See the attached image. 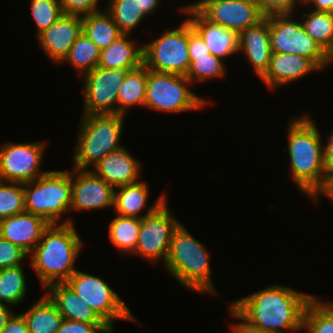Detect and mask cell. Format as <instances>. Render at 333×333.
Here are the masks:
<instances>
[{
  "label": "cell",
  "mask_w": 333,
  "mask_h": 333,
  "mask_svg": "<svg viewBox=\"0 0 333 333\" xmlns=\"http://www.w3.org/2000/svg\"><path fill=\"white\" fill-rule=\"evenodd\" d=\"M82 33V17L63 14L48 29L36 37L46 56L57 65L68 55L72 45Z\"/></svg>",
  "instance_id": "cell-17"
},
{
  "label": "cell",
  "mask_w": 333,
  "mask_h": 333,
  "mask_svg": "<svg viewBox=\"0 0 333 333\" xmlns=\"http://www.w3.org/2000/svg\"><path fill=\"white\" fill-rule=\"evenodd\" d=\"M83 244L74 223L50 224L28 257L41 287L46 289L71 277Z\"/></svg>",
  "instance_id": "cell-3"
},
{
  "label": "cell",
  "mask_w": 333,
  "mask_h": 333,
  "mask_svg": "<svg viewBox=\"0 0 333 333\" xmlns=\"http://www.w3.org/2000/svg\"><path fill=\"white\" fill-rule=\"evenodd\" d=\"M129 70L96 67L82 76V115L115 114L120 87Z\"/></svg>",
  "instance_id": "cell-13"
},
{
  "label": "cell",
  "mask_w": 333,
  "mask_h": 333,
  "mask_svg": "<svg viewBox=\"0 0 333 333\" xmlns=\"http://www.w3.org/2000/svg\"><path fill=\"white\" fill-rule=\"evenodd\" d=\"M232 318L237 319L230 325V333H271L266 330H262L257 326L252 325L246 321L231 305L229 306V312ZM240 320V321H239Z\"/></svg>",
  "instance_id": "cell-42"
},
{
  "label": "cell",
  "mask_w": 333,
  "mask_h": 333,
  "mask_svg": "<svg viewBox=\"0 0 333 333\" xmlns=\"http://www.w3.org/2000/svg\"><path fill=\"white\" fill-rule=\"evenodd\" d=\"M0 333H29L23 315L13 313Z\"/></svg>",
  "instance_id": "cell-43"
},
{
  "label": "cell",
  "mask_w": 333,
  "mask_h": 333,
  "mask_svg": "<svg viewBox=\"0 0 333 333\" xmlns=\"http://www.w3.org/2000/svg\"><path fill=\"white\" fill-rule=\"evenodd\" d=\"M141 222V218L117 214L115 218L110 221L108 227L109 240L119 252L131 255L135 251Z\"/></svg>",
  "instance_id": "cell-28"
},
{
  "label": "cell",
  "mask_w": 333,
  "mask_h": 333,
  "mask_svg": "<svg viewBox=\"0 0 333 333\" xmlns=\"http://www.w3.org/2000/svg\"><path fill=\"white\" fill-rule=\"evenodd\" d=\"M207 250L181 222L173 233L163 267L188 291L216 295L218 292L212 281L210 254Z\"/></svg>",
  "instance_id": "cell-4"
},
{
  "label": "cell",
  "mask_w": 333,
  "mask_h": 333,
  "mask_svg": "<svg viewBox=\"0 0 333 333\" xmlns=\"http://www.w3.org/2000/svg\"><path fill=\"white\" fill-rule=\"evenodd\" d=\"M143 45V64L150 70L186 76L191 62L188 54V20L167 29Z\"/></svg>",
  "instance_id": "cell-9"
},
{
  "label": "cell",
  "mask_w": 333,
  "mask_h": 333,
  "mask_svg": "<svg viewBox=\"0 0 333 333\" xmlns=\"http://www.w3.org/2000/svg\"><path fill=\"white\" fill-rule=\"evenodd\" d=\"M168 204L167 199L154 213L142 218L137 247L131 255L165 264L173 233L181 223Z\"/></svg>",
  "instance_id": "cell-11"
},
{
  "label": "cell",
  "mask_w": 333,
  "mask_h": 333,
  "mask_svg": "<svg viewBox=\"0 0 333 333\" xmlns=\"http://www.w3.org/2000/svg\"><path fill=\"white\" fill-rule=\"evenodd\" d=\"M100 0H60L64 14L86 16L100 11Z\"/></svg>",
  "instance_id": "cell-40"
},
{
  "label": "cell",
  "mask_w": 333,
  "mask_h": 333,
  "mask_svg": "<svg viewBox=\"0 0 333 333\" xmlns=\"http://www.w3.org/2000/svg\"><path fill=\"white\" fill-rule=\"evenodd\" d=\"M192 5L210 22L238 34L264 18L254 0H198Z\"/></svg>",
  "instance_id": "cell-14"
},
{
  "label": "cell",
  "mask_w": 333,
  "mask_h": 333,
  "mask_svg": "<svg viewBox=\"0 0 333 333\" xmlns=\"http://www.w3.org/2000/svg\"><path fill=\"white\" fill-rule=\"evenodd\" d=\"M147 79L148 68L144 64L126 73L117 98V114L127 116L134 105L144 107Z\"/></svg>",
  "instance_id": "cell-26"
},
{
  "label": "cell",
  "mask_w": 333,
  "mask_h": 333,
  "mask_svg": "<svg viewBox=\"0 0 333 333\" xmlns=\"http://www.w3.org/2000/svg\"><path fill=\"white\" fill-rule=\"evenodd\" d=\"M226 66L222 58L212 54L207 57L196 58L190 65L186 77L194 83H203L207 80L219 79L226 75Z\"/></svg>",
  "instance_id": "cell-34"
},
{
  "label": "cell",
  "mask_w": 333,
  "mask_h": 333,
  "mask_svg": "<svg viewBox=\"0 0 333 333\" xmlns=\"http://www.w3.org/2000/svg\"><path fill=\"white\" fill-rule=\"evenodd\" d=\"M300 16L305 31L333 58V13L309 10Z\"/></svg>",
  "instance_id": "cell-30"
},
{
  "label": "cell",
  "mask_w": 333,
  "mask_h": 333,
  "mask_svg": "<svg viewBox=\"0 0 333 333\" xmlns=\"http://www.w3.org/2000/svg\"><path fill=\"white\" fill-rule=\"evenodd\" d=\"M322 69L310 58L289 53L272 52L269 67L260 78L269 90L289 85V83L304 78Z\"/></svg>",
  "instance_id": "cell-18"
},
{
  "label": "cell",
  "mask_w": 333,
  "mask_h": 333,
  "mask_svg": "<svg viewBox=\"0 0 333 333\" xmlns=\"http://www.w3.org/2000/svg\"><path fill=\"white\" fill-rule=\"evenodd\" d=\"M326 139V144H323L324 160L328 168L333 170V130L331 131L329 137Z\"/></svg>",
  "instance_id": "cell-44"
},
{
  "label": "cell",
  "mask_w": 333,
  "mask_h": 333,
  "mask_svg": "<svg viewBox=\"0 0 333 333\" xmlns=\"http://www.w3.org/2000/svg\"><path fill=\"white\" fill-rule=\"evenodd\" d=\"M140 3L142 13L149 17L159 8L161 0H140Z\"/></svg>",
  "instance_id": "cell-46"
},
{
  "label": "cell",
  "mask_w": 333,
  "mask_h": 333,
  "mask_svg": "<svg viewBox=\"0 0 333 333\" xmlns=\"http://www.w3.org/2000/svg\"><path fill=\"white\" fill-rule=\"evenodd\" d=\"M24 184L25 211L45 218L50 224L74 223L62 216L71 211V171L48 170L31 182Z\"/></svg>",
  "instance_id": "cell-6"
},
{
  "label": "cell",
  "mask_w": 333,
  "mask_h": 333,
  "mask_svg": "<svg viewBox=\"0 0 333 333\" xmlns=\"http://www.w3.org/2000/svg\"><path fill=\"white\" fill-rule=\"evenodd\" d=\"M239 52H243L254 72L261 78L269 67L272 55L269 17H264L239 33Z\"/></svg>",
  "instance_id": "cell-21"
},
{
  "label": "cell",
  "mask_w": 333,
  "mask_h": 333,
  "mask_svg": "<svg viewBox=\"0 0 333 333\" xmlns=\"http://www.w3.org/2000/svg\"><path fill=\"white\" fill-rule=\"evenodd\" d=\"M188 54L190 62L196 60V58L207 57L210 54V50L204 42L201 35L191 26L188 21Z\"/></svg>",
  "instance_id": "cell-41"
},
{
  "label": "cell",
  "mask_w": 333,
  "mask_h": 333,
  "mask_svg": "<svg viewBox=\"0 0 333 333\" xmlns=\"http://www.w3.org/2000/svg\"><path fill=\"white\" fill-rule=\"evenodd\" d=\"M306 5L313 6L312 11L333 13V0H309Z\"/></svg>",
  "instance_id": "cell-45"
},
{
  "label": "cell",
  "mask_w": 333,
  "mask_h": 333,
  "mask_svg": "<svg viewBox=\"0 0 333 333\" xmlns=\"http://www.w3.org/2000/svg\"><path fill=\"white\" fill-rule=\"evenodd\" d=\"M130 34H122L101 50L98 67L133 70L143 64V46H137Z\"/></svg>",
  "instance_id": "cell-24"
},
{
  "label": "cell",
  "mask_w": 333,
  "mask_h": 333,
  "mask_svg": "<svg viewBox=\"0 0 333 333\" xmlns=\"http://www.w3.org/2000/svg\"><path fill=\"white\" fill-rule=\"evenodd\" d=\"M287 127L292 180L315 204L327 187L330 169L323 154L321 132L308 114L294 117Z\"/></svg>",
  "instance_id": "cell-2"
},
{
  "label": "cell",
  "mask_w": 333,
  "mask_h": 333,
  "mask_svg": "<svg viewBox=\"0 0 333 333\" xmlns=\"http://www.w3.org/2000/svg\"><path fill=\"white\" fill-rule=\"evenodd\" d=\"M106 4V11L112 16L122 34L131 35L146 17L141 11L140 0H108Z\"/></svg>",
  "instance_id": "cell-33"
},
{
  "label": "cell",
  "mask_w": 333,
  "mask_h": 333,
  "mask_svg": "<svg viewBox=\"0 0 333 333\" xmlns=\"http://www.w3.org/2000/svg\"><path fill=\"white\" fill-rule=\"evenodd\" d=\"M114 192L115 188L92 170L72 167L71 211L112 208Z\"/></svg>",
  "instance_id": "cell-15"
},
{
  "label": "cell",
  "mask_w": 333,
  "mask_h": 333,
  "mask_svg": "<svg viewBox=\"0 0 333 333\" xmlns=\"http://www.w3.org/2000/svg\"><path fill=\"white\" fill-rule=\"evenodd\" d=\"M23 212L24 184L0 180V220Z\"/></svg>",
  "instance_id": "cell-35"
},
{
  "label": "cell",
  "mask_w": 333,
  "mask_h": 333,
  "mask_svg": "<svg viewBox=\"0 0 333 333\" xmlns=\"http://www.w3.org/2000/svg\"><path fill=\"white\" fill-rule=\"evenodd\" d=\"M125 147L111 151L92 171L114 188L140 182L141 163Z\"/></svg>",
  "instance_id": "cell-20"
},
{
  "label": "cell",
  "mask_w": 333,
  "mask_h": 333,
  "mask_svg": "<svg viewBox=\"0 0 333 333\" xmlns=\"http://www.w3.org/2000/svg\"><path fill=\"white\" fill-rule=\"evenodd\" d=\"M107 323H85L64 319L56 333H114Z\"/></svg>",
  "instance_id": "cell-39"
},
{
  "label": "cell",
  "mask_w": 333,
  "mask_h": 333,
  "mask_svg": "<svg viewBox=\"0 0 333 333\" xmlns=\"http://www.w3.org/2000/svg\"><path fill=\"white\" fill-rule=\"evenodd\" d=\"M49 226L50 223L45 218L25 211L1 219L0 236L29 255Z\"/></svg>",
  "instance_id": "cell-19"
},
{
  "label": "cell",
  "mask_w": 333,
  "mask_h": 333,
  "mask_svg": "<svg viewBox=\"0 0 333 333\" xmlns=\"http://www.w3.org/2000/svg\"><path fill=\"white\" fill-rule=\"evenodd\" d=\"M66 283L91 307L113 330L116 320L137 322L131 309L120 299L100 276L77 269Z\"/></svg>",
  "instance_id": "cell-10"
},
{
  "label": "cell",
  "mask_w": 333,
  "mask_h": 333,
  "mask_svg": "<svg viewBox=\"0 0 333 333\" xmlns=\"http://www.w3.org/2000/svg\"><path fill=\"white\" fill-rule=\"evenodd\" d=\"M101 50L83 32L61 62L69 63L81 77L98 66Z\"/></svg>",
  "instance_id": "cell-29"
},
{
  "label": "cell",
  "mask_w": 333,
  "mask_h": 333,
  "mask_svg": "<svg viewBox=\"0 0 333 333\" xmlns=\"http://www.w3.org/2000/svg\"><path fill=\"white\" fill-rule=\"evenodd\" d=\"M298 1L301 5L305 6L309 0H298Z\"/></svg>",
  "instance_id": "cell-49"
},
{
  "label": "cell",
  "mask_w": 333,
  "mask_h": 333,
  "mask_svg": "<svg viewBox=\"0 0 333 333\" xmlns=\"http://www.w3.org/2000/svg\"><path fill=\"white\" fill-rule=\"evenodd\" d=\"M29 4L32 19L38 29L35 33L36 36L48 29L64 14L60 0H30Z\"/></svg>",
  "instance_id": "cell-36"
},
{
  "label": "cell",
  "mask_w": 333,
  "mask_h": 333,
  "mask_svg": "<svg viewBox=\"0 0 333 333\" xmlns=\"http://www.w3.org/2000/svg\"><path fill=\"white\" fill-rule=\"evenodd\" d=\"M127 116L123 114L82 115L73 151V168L90 170L111 151L122 145L121 135Z\"/></svg>",
  "instance_id": "cell-5"
},
{
  "label": "cell",
  "mask_w": 333,
  "mask_h": 333,
  "mask_svg": "<svg viewBox=\"0 0 333 333\" xmlns=\"http://www.w3.org/2000/svg\"><path fill=\"white\" fill-rule=\"evenodd\" d=\"M323 195H325V197L327 196V198H329L331 202H333V170H330L329 181L326 189L322 193V196Z\"/></svg>",
  "instance_id": "cell-48"
},
{
  "label": "cell",
  "mask_w": 333,
  "mask_h": 333,
  "mask_svg": "<svg viewBox=\"0 0 333 333\" xmlns=\"http://www.w3.org/2000/svg\"><path fill=\"white\" fill-rule=\"evenodd\" d=\"M264 17L272 15L295 14L298 6L302 5L298 0H254Z\"/></svg>",
  "instance_id": "cell-38"
},
{
  "label": "cell",
  "mask_w": 333,
  "mask_h": 333,
  "mask_svg": "<svg viewBox=\"0 0 333 333\" xmlns=\"http://www.w3.org/2000/svg\"><path fill=\"white\" fill-rule=\"evenodd\" d=\"M293 16L294 14L269 16L272 52L310 58L322 70L333 64V58L305 31L300 18L296 21Z\"/></svg>",
  "instance_id": "cell-8"
},
{
  "label": "cell",
  "mask_w": 333,
  "mask_h": 333,
  "mask_svg": "<svg viewBox=\"0 0 333 333\" xmlns=\"http://www.w3.org/2000/svg\"><path fill=\"white\" fill-rule=\"evenodd\" d=\"M24 265L0 270V302L13 307L25 300L27 280Z\"/></svg>",
  "instance_id": "cell-32"
},
{
  "label": "cell",
  "mask_w": 333,
  "mask_h": 333,
  "mask_svg": "<svg viewBox=\"0 0 333 333\" xmlns=\"http://www.w3.org/2000/svg\"><path fill=\"white\" fill-rule=\"evenodd\" d=\"M29 255L19 246L0 236V270L22 265Z\"/></svg>",
  "instance_id": "cell-37"
},
{
  "label": "cell",
  "mask_w": 333,
  "mask_h": 333,
  "mask_svg": "<svg viewBox=\"0 0 333 333\" xmlns=\"http://www.w3.org/2000/svg\"><path fill=\"white\" fill-rule=\"evenodd\" d=\"M315 295L271 285L236 299L230 305L249 323L271 333L303 331L306 305Z\"/></svg>",
  "instance_id": "cell-1"
},
{
  "label": "cell",
  "mask_w": 333,
  "mask_h": 333,
  "mask_svg": "<svg viewBox=\"0 0 333 333\" xmlns=\"http://www.w3.org/2000/svg\"><path fill=\"white\" fill-rule=\"evenodd\" d=\"M46 291L45 294L54 303L63 319L106 323L66 282L52 284L46 288Z\"/></svg>",
  "instance_id": "cell-23"
},
{
  "label": "cell",
  "mask_w": 333,
  "mask_h": 333,
  "mask_svg": "<svg viewBox=\"0 0 333 333\" xmlns=\"http://www.w3.org/2000/svg\"><path fill=\"white\" fill-rule=\"evenodd\" d=\"M148 196L149 187L142 180L135 184L116 187L114 192V208L112 209L118 215L142 219L154 213L167 200L163 193L149 206L147 204ZM144 208H147V211L145 214H142V210L145 211Z\"/></svg>",
  "instance_id": "cell-22"
},
{
  "label": "cell",
  "mask_w": 333,
  "mask_h": 333,
  "mask_svg": "<svg viewBox=\"0 0 333 333\" xmlns=\"http://www.w3.org/2000/svg\"><path fill=\"white\" fill-rule=\"evenodd\" d=\"M45 141L5 142L0 146V180L27 183L45 175L41 171Z\"/></svg>",
  "instance_id": "cell-12"
},
{
  "label": "cell",
  "mask_w": 333,
  "mask_h": 333,
  "mask_svg": "<svg viewBox=\"0 0 333 333\" xmlns=\"http://www.w3.org/2000/svg\"><path fill=\"white\" fill-rule=\"evenodd\" d=\"M82 32L90 38L100 50L107 48L122 33L112 16L106 10L82 17Z\"/></svg>",
  "instance_id": "cell-27"
},
{
  "label": "cell",
  "mask_w": 333,
  "mask_h": 333,
  "mask_svg": "<svg viewBox=\"0 0 333 333\" xmlns=\"http://www.w3.org/2000/svg\"><path fill=\"white\" fill-rule=\"evenodd\" d=\"M21 314L27 323L29 333H56L64 320L46 294Z\"/></svg>",
  "instance_id": "cell-25"
},
{
  "label": "cell",
  "mask_w": 333,
  "mask_h": 333,
  "mask_svg": "<svg viewBox=\"0 0 333 333\" xmlns=\"http://www.w3.org/2000/svg\"><path fill=\"white\" fill-rule=\"evenodd\" d=\"M9 307L10 306H8L7 304L0 302V332L5 327L7 320L14 313V311L11 310Z\"/></svg>",
  "instance_id": "cell-47"
},
{
  "label": "cell",
  "mask_w": 333,
  "mask_h": 333,
  "mask_svg": "<svg viewBox=\"0 0 333 333\" xmlns=\"http://www.w3.org/2000/svg\"><path fill=\"white\" fill-rule=\"evenodd\" d=\"M192 85L186 76L148 69L144 107L170 114L206 108L210 101L195 94Z\"/></svg>",
  "instance_id": "cell-7"
},
{
  "label": "cell",
  "mask_w": 333,
  "mask_h": 333,
  "mask_svg": "<svg viewBox=\"0 0 333 333\" xmlns=\"http://www.w3.org/2000/svg\"><path fill=\"white\" fill-rule=\"evenodd\" d=\"M179 12L186 14L191 26L201 35L210 54L225 60L239 52V34L219 24L207 20L191 3L182 7Z\"/></svg>",
  "instance_id": "cell-16"
},
{
  "label": "cell",
  "mask_w": 333,
  "mask_h": 333,
  "mask_svg": "<svg viewBox=\"0 0 333 333\" xmlns=\"http://www.w3.org/2000/svg\"><path fill=\"white\" fill-rule=\"evenodd\" d=\"M303 330L307 333H333V302L315 295L306 305Z\"/></svg>",
  "instance_id": "cell-31"
}]
</instances>
